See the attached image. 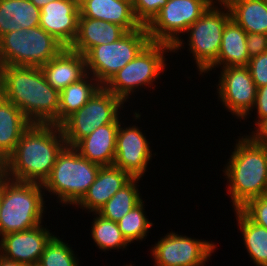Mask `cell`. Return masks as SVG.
I'll use <instances>...</instances> for the list:
<instances>
[{
    "label": "cell",
    "mask_w": 267,
    "mask_h": 266,
    "mask_svg": "<svg viewBox=\"0 0 267 266\" xmlns=\"http://www.w3.org/2000/svg\"><path fill=\"white\" fill-rule=\"evenodd\" d=\"M79 8V17L111 22L126 32L142 27L136 19L133 5L123 0H79Z\"/></svg>",
    "instance_id": "obj_19"
},
{
    "label": "cell",
    "mask_w": 267,
    "mask_h": 266,
    "mask_svg": "<svg viewBox=\"0 0 267 266\" xmlns=\"http://www.w3.org/2000/svg\"><path fill=\"white\" fill-rule=\"evenodd\" d=\"M255 131L248 135L255 143L267 147V116L264 117L257 125Z\"/></svg>",
    "instance_id": "obj_37"
},
{
    "label": "cell",
    "mask_w": 267,
    "mask_h": 266,
    "mask_svg": "<svg viewBox=\"0 0 267 266\" xmlns=\"http://www.w3.org/2000/svg\"><path fill=\"white\" fill-rule=\"evenodd\" d=\"M246 47L250 58L267 51V35L247 33Z\"/></svg>",
    "instance_id": "obj_35"
},
{
    "label": "cell",
    "mask_w": 267,
    "mask_h": 266,
    "mask_svg": "<svg viewBox=\"0 0 267 266\" xmlns=\"http://www.w3.org/2000/svg\"><path fill=\"white\" fill-rule=\"evenodd\" d=\"M0 94L31 123L58 125L59 95L40 67L0 66Z\"/></svg>",
    "instance_id": "obj_2"
},
{
    "label": "cell",
    "mask_w": 267,
    "mask_h": 266,
    "mask_svg": "<svg viewBox=\"0 0 267 266\" xmlns=\"http://www.w3.org/2000/svg\"><path fill=\"white\" fill-rule=\"evenodd\" d=\"M247 67L257 88L267 85V51L250 58Z\"/></svg>",
    "instance_id": "obj_34"
},
{
    "label": "cell",
    "mask_w": 267,
    "mask_h": 266,
    "mask_svg": "<svg viewBox=\"0 0 267 266\" xmlns=\"http://www.w3.org/2000/svg\"><path fill=\"white\" fill-rule=\"evenodd\" d=\"M42 226L2 236L0 255L26 266L37 265L46 245L55 236Z\"/></svg>",
    "instance_id": "obj_15"
},
{
    "label": "cell",
    "mask_w": 267,
    "mask_h": 266,
    "mask_svg": "<svg viewBox=\"0 0 267 266\" xmlns=\"http://www.w3.org/2000/svg\"><path fill=\"white\" fill-rule=\"evenodd\" d=\"M211 5L216 3L218 5H227L231 0H207ZM214 1V2H213ZM218 2V3H217Z\"/></svg>",
    "instance_id": "obj_40"
},
{
    "label": "cell",
    "mask_w": 267,
    "mask_h": 266,
    "mask_svg": "<svg viewBox=\"0 0 267 266\" xmlns=\"http://www.w3.org/2000/svg\"><path fill=\"white\" fill-rule=\"evenodd\" d=\"M257 109V121L255 124L257 125L264 117L267 116V85L257 88V94L255 99V104L253 108Z\"/></svg>",
    "instance_id": "obj_36"
},
{
    "label": "cell",
    "mask_w": 267,
    "mask_h": 266,
    "mask_svg": "<svg viewBox=\"0 0 267 266\" xmlns=\"http://www.w3.org/2000/svg\"><path fill=\"white\" fill-rule=\"evenodd\" d=\"M238 140L223 170L234 210L267 194V147L255 143L247 134Z\"/></svg>",
    "instance_id": "obj_3"
},
{
    "label": "cell",
    "mask_w": 267,
    "mask_h": 266,
    "mask_svg": "<svg viewBox=\"0 0 267 266\" xmlns=\"http://www.w3.org/2000/svg\"><path fill=\"white\" fill-rule=\"evenodd\" d=\"M123 1H126L128 3H131L133 5V3H134L135 0H123Z\"/></svg>",
    "instance_id": "obj_41"
},
{
    "label": "cell",
    "mask_w": 267,
    "mask_h": 266,
    "mask_svg": "<svg viewBox=\"0 0 267 266\" xmlns=\"http://www.w3.org/2000/svg\"><path fill=\"white\" fill-rule=\"evenodd\" d=\"M100 165L82 157L66 146L58 155L43 189L57 196L64 205H76L95 181Z\"/></svg>",
    "instance_id": "obj_5"
},
{
    "label": "cell",
    "mask_w": 267,
    "mask_h": 266,
    "mask_svg": "<svg viewBox=\"0 0 267 266\" xmlns=\"http://www.w3.org/2000/svg\"><path fill=\"white\" fill-rule=\"evenodd\" d=\"M116 136V150L114 166L121 168L132 178H141L146 172L152 158L150 142L137 126L121 127Z\"/></svg>",
    "instance_id": "obj_14"
},
{
    "label": "cell",
    "mask_w": 267,
    "mask_h": 266,
    "mask_svg": "<svg viewBox=\"0 0 267 266\" xmlns=\"http://www.w3.org/2000/svg\"><path fill=\"white\" fill-rule=\"evenodd\" d=\"M210 5L207 0H168L146 26L151 42L169 44L172 46V53L178 52V49L184 48L179 34L185 35L188 27L202 16Z\"/></svg>",
    "instance_id": "obj_10"
},
{
    "label": "cell",
    "mask_w": 267,
    "mask_h": 266,
    "mask_svg": "<svg viewBox=\"0 0 267 266\" xmlns=\"http://www.w3.org/2000/svg\"><path fill=\"white\" fill-rule=\"evenodd\" d=\"M40 69L48 84L58 92L70 84L80 81L88 74L85 56L69 47H65Z\"/></svg>",
    "instance_id": "obj_17"
},
{
    "label": "cell",
    "mask_w": 267,
    "mask_h": 266,
    "mask_svg": "<svg viewBox=\"0 0 267 266\" xmlns=\"http://www.w3.org/2000/svg\"><path fill=\"white\" fill-rule=\"evenodd\" d=\"M240 210L252 222L267 229V194L249 200Z\"/></svg>",
    "instance_id": "obj_33"
},
{
    "label": "cell",
    "mask_w": 267,
    "mask_h": 266,
    "mask_svg": "<svg viewBox=\"0 0 267 266\" xmlns=\"http://www.w3.org/2000/svg\"><path fill=\"white\" fill-rule=\"evenodd\" d=\"M132 179L128 173L119 167L114 165L101 166L95 181L75 206L93 213L98 212L118 190H121Z\"/></svg>",
    "instance_id": "obj_18"
},
{
    "label": "cell",
    "mask_w": 267,
    "mask_h": 266,
    "mask_svg": "<svg viewBox=\"0 0 267 266\" xmlns=\"http://www.w3.org/2000/svg\"><path fill=\"white\" fill-rule=\"evenodd\" d=\"M42 190V184L14 181L0 173L2 236L42 224L46 207L43 197L46 194Z\"/></svg>",
    "instance_id": "obj_4"
},
{
    "label": "cell",
    "mask_w": 267,
    "mask_h": 266,
    "mask_svg": "<svg viewBox=\"0 0 267 266\" xmlns=\"http://www.w3.org/2000/svg\"><path fill=\"white\" fill-rule=\"evenodd\" d=\"M151 42L146 26L126 32L117 41L92 47L84 56L87 73L103 86Z\"/></svg>",
    "instance_id": "obj_8"
},
{
    "label": "cell",
    "mask_w": 267,
    "mask_h": 266,
    "mask_svg": "<svg viewBox=\"0 0 267 266\" xmlns=\"http://www.w3.org/2000/svg\"><path fill=\"white\" fill-rule=\"evenodd\" d=\"M0 266H26L18 262L8 260L0 255Z\"/></svg>",
    "instance_id": "obj_38"
},
{
    "label": "cell",
    "mask_w": 267,
    "mask_h": 266,
    "mask_svg": "<svg viewBox=\"0 0 267 266\" xmlns=\"http://www.w3.org/2000/svg\"><path fill=\"white\" fill-rule=\"evenodd\" d=\"M167 50V51H166ZM171 52L172 46L166 43L150 42L133 60L115 73L104 87L128 102L129 96L139 86H151L164 72L166 65L165 52ZM127 100V101H126Z\"/></svg>",
    "instance_id": "obj_7"
},
{
    "label": "cell",
    "mask_w": 267,
    "mask_h": 266,
    "mask_svg": "<svg viewBox=\"0 0 267 266\" xmlns=\"http://www.w3.org/2000/svg\"><path fill=\"white\" fill-rule=\"evenodd\" d=\"M246 39V31L231 19L223 30L218 59L204 74L219 66L222 68L247 67L250 57L246 47Z\"/></svg>",
    "instance_id": "obj_23"
},
{
    "label": "cell",
    "mask_w": 267,
    "mask_h": 266,
    "mask_svg": "<svg viewBox=\"0 0 267 266\" xmlns=\"http://www.w3.org/2000/svg\"><path fill=\"white\" fill-rule=\"evenodd\" d=\"M214 5H210L185 32L189 33L188 48L201 75L218 59L223 30L231 20L227 5H219L221 10Z\"/></svg>",
    "instance_id": "obj_11"
},
{
    "label": "cell",
    "mask_w": 267,
    "mask_h": 266,
    "mask_svg": "<svg viewBox=\"0 0 267 266\" xmlns=\"http://www.w3.org/2000/svg\"><path fill=\"white\" fill-rule=\"evenodd\" d=\"M119 125L120 123H111L100 126L78 141L73 148L90 162L100 166L113 165Z\"/></svg>",
    "instance_id": "obj_20"
},
{
    "label": "cell",
    "mask_w": 267,
    "mask_h": 266,
    "mask_svg": "<svg viewBox=\"0 0 267 266\" xmlns=\"http://www.w3.org/2000/svg\"><path fill=\"white\" fill-rule=\"evenodd\" d=\"M139 180L140 178H133L121 190H118L97 213L108 220L118 222L143 200L137 187L138 184H136Z\"/></svg>",
    "instance_id": "obj_28"
},
{
    "label": "cell",
    "mask_w": 267,
    "mask_h": 266,
    "mask_svg": "<svg viewBox=\"0 0 267 266\" xmlns=\"http://www.w3.org/2000/svg\"><path fill=\"white\" fill-rule=\"evenodd\" d=\"M211 241L167 233L151 249L154 266H203L216 249Z\"/></svg>",
    "instance_id": "obj_12"
},
{
    "label": "cell",
    "mask_w": 267,
    "mask_h": 266,
    "mask_svg": "<svg viewBox=\"0 0 267 266\" xmlns=\"http://www.w3.org/2000/svg\"><path fill=\"white\" fill-rule=\"evenodd\" d=\"M40 11L39 26L65 47H70L78 31L79 0H54Z\"/></svg>",
    "instance_id": "obj_16"
},
{
    "label": "cell",
    "mask_w": 267,
    "mask_h": 266,
    "mask_svg": "<svg viewBox=\"0 0 267 266\" xmlns=\"http://www.w3.org/2000/svg\"><path fill=\"white\" fill-rule=\"evenodd\" d=\"M227 6L231 19L246 33L267 35V4L265 0H231Z\"/></svg>",
    "instance_id": "obj_26"
},
{
    "label": "cell",
    "mask_w": 267,
    "mask_h": 266,
    "mask_svg": "<svg viewBox=\"0 0 267 266\" xmlns=\"http://www.w3.org/2000/svg\"><path fill=\"white\" fill-rule=\"evenodd\" d=\"M31 124L18 107L0 94V166L13 154Z\"/></svg>",
    "instance_id": "obj_21"
},
{
    "label": "cell",
    "mask_w": 267,
    "mask_h": 266,
    "mask_svg": "<svg viewBox=\"0 0 267 266\" xmlns=\"http://www.w3.org/2000/svg\"><path fill=\"white\" fill-rule=\"evenodd\" d=\"M168 0H135L133 10L136 19L142 26H147L165 6Z\"/></svg>",
    "instance_id": "obj_32"
},
{
    "label": "cell",
    "mask_w": 267,
    "mask_h": 266,
    "mask_svg": "<svg viewBox=\"0 0 267 266\" xmlns=\"http://www.w3.org/2000/svg\"><path fill=\"white\" fill-rule=\"evenodd\" d=\"M102 86L92 75L87 74L80 81L64 88L59 95L58 126L83 107Z\"/></svg>",
    "instance_id": "obj_25"
},
{
    "label": "cell",
    "mask_w": 267,
    "mask_h": 266,
    "mask_svg": "<svg viewBox=\"0 0 267 266\" xmlns=\"http://www.w3.org/2000/svg\"><path fill=\"white\" fill-rule=\"evenodd\" d=\"M36 7L42 8L47 3L52 2L54 0H30Z\"/></svg>",
    "instance_id": "obj_39"
},
{
    "label": "cell",
    "mask_w": 267,
    "mask_h": 266,
    "mask_svg": "<svg viewBox=\"0 0 267 266\" xmlns=\"http://www.w3.org/2000/svg\"><path fill=\"white\" fill-rule=\"evenodd\" d=\"M91 236L96 246L102 251L110 249H125L130 243L121 233L118 223L108 220L97 212L94 213ZM98 215V216H97Z\"/></svg>",
    "instance_id": "obj_29"
},
{
    "label": "cell",
    "mask_w": 267,
    "mask_h": 266,
    "mask_svg": "<svg viewBox=\"0 0 267 266\" xmlns=\"http://www.w3.org/2000/svg\"><path fill=\"white\" fill-rule=\"evenodd\" d=\"M38 266H79V260L68 243L54 236L46 245Z\"/></svg>",
    "instance_id": "obj_31"
},
{
    "label": "cell",
    "mask_w": 267,
    "mask_h": 266,
    "mask_svg": "<svg viewBox=\"0 0 267 266\" xmlns=\"http://www.w3.org/2000/svg\"><path fill=\"white\" fill-rule=\"evenodd\" d=\"M125 33L121 26L111 22L79 17L77 35L69 48L85 55L92 47L115 42Z\"/></svg>",
    "instance_id": "obj_22"
},
{
    "label": "cell",
    "mask_w": 267,
    "mask_h": 266,
    "mask_svg": "<svg viewBox=\"0 0 267 266\" xmlns=\"http://www.w3.org/2000/svg\"><path fill=\"white\" fill-rule=\"evenodd\" d=\"M40 8L30 0H0V37L8 32L39 26Z\"/></svg>",
    "instance_id": "obj_24"
},
{
    "label": "cell",
    "mask_w": 267,
    "mask_h": 266,
    "mask_svg": "<svg viewBox=\"0 0 267 266\" xmlns=\"http://www.w3.org/2000/svg\"><path fill=\"white\" fill-rule=\"evenodd\" d=\"M124 103L102 86L83 107L60 125L67 146L73 147L100 126L120 123L118 110Z\"/></svg>",
    "instance_id": "obj_9"
},
{
    "label": "cell",
    "mask_w": 267,
    "mask_h": 266,
    "mask_svg": "<svg viewBox=\"0 0 267 266\" xmlns=\"http://www.w3.org/2000/svg\"><path fill=\"white\" fill-rule=\"evenodd\" d=\"M234 212L251 260L256 266H267V229L252 222L240 209Z\"/></svg>",
    "instance_id": "obj_27"
},
{
    "label": "cell",
    "mask_w": 267,
    "mask_h": 266,
    "mask_svg": "<svg viewBox=\"0 0 267 266\" xmlns=\"http://www.w3.org/2000/svg\"><path fill=\"white\" fill-rule=\"evenodd\" d=\"M144 210V201L142 200L117 222L121 233L130 244L134 240L142 241L153 225L146 218Z\"/></svg>",
    "instance_id": "obj_30"
},
{
    "label": "cell",
    "mask_w": 267,
    "mask_h": 266,
    "mask_svg": "<svg viewBox=\"0 0 267 266\" xmlns=\"http://www.w3.org/2000/svg\"><path fill=\"white\" fill-rule=\"evenodd\" d=\"M64 48L40 26L8 32L0 37V66L41 67Z\"/></svg>",
    "instance_id": "obj_6"
},
{
    "label": "cell",
    "mask_w": 267,
    "mask_h": 266,
    "mask_svg": "<svg viewBox=\"0 0 267 266\" xmlns=\"http://www.w3.org/2000/svg\"><path fill=\"white\" fill-rule=\"evenodd\" d=\"M0 209H1V204H0ZM0 236L2 237V234H1V226H0Z\"/></svg>",
    "instance_id": "obj_42"
},
{
    "label": "cell",
    "mask_w": 267,
    "mask_h": 266,
    "mask_svg": "<svg viewBox=\"0 0 267 266\" xmlns=\"http://www.w3.org/2000/svg\"><path fill=\"white\" fill-rule=\"evenodd\" d=\"M66 146L60 126L32 123L1 166V173L14 181L43 184Z\"/></svg>",
    "instance_id": "obj_1"
},
{
    "label": "cell",
    "mask_w": 267,
    "mask_h": 266,
    "mask_svg": "<svg viewBox=\"0 0 267 266\" xmlns=\"http://www.w3.org/2000/svg\"><path fill=\"white\" fill-rule=\"evenodd\" d=\"M217 88L218 98L224 107L238 119L248 118L253 111L257 87L248 67L221 68Z\"/></svg>",
    "instance_id": "obj_13"
}]
</instances>
